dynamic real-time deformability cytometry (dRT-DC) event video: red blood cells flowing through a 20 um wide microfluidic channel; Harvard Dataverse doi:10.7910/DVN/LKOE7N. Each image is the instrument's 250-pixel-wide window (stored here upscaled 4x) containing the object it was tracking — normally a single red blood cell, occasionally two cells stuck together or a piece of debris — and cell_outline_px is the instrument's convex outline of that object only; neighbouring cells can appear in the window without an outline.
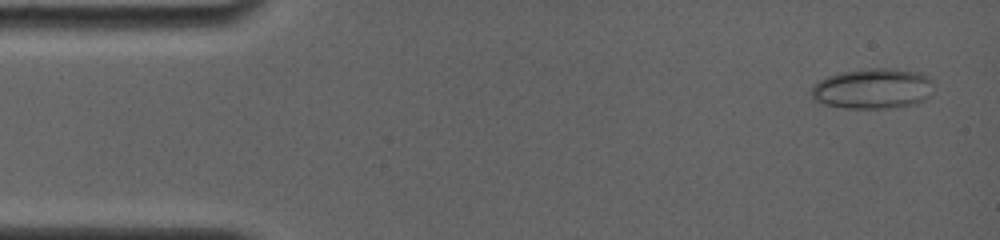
{"species": "common noctule bat (a hibernating species)", "species_latin": "Nyctalus noctula", "temperature_condition": "room temperature", "stored_images_in_passage": 5, "camera_frame_rate_fps": 4000, "um_per_image_px": 0.085, "animal": {"sex": "female", "body_mass_g": 19.0, "forearm_length_mm": 56.7}, "frame": {"image": 1, "passage_image": 1, "time_ms": 0.0, "image_size_px": [1000, 240], "cell_outline_px": [[932, 92], [924, 100], [916, 104], [888, 108], [844, 108], [824, 104], [816, 100], [812, 96], [812, 88], [820, 80], [828, 76], [844, 72], [868, 68], [884, 68], [920, 72], [928, 76], [932, 80]], "centroid_in_image_um": [74.23, 7.54], "position_along_channel_um": 10.8, "area_um2": 28.61}}
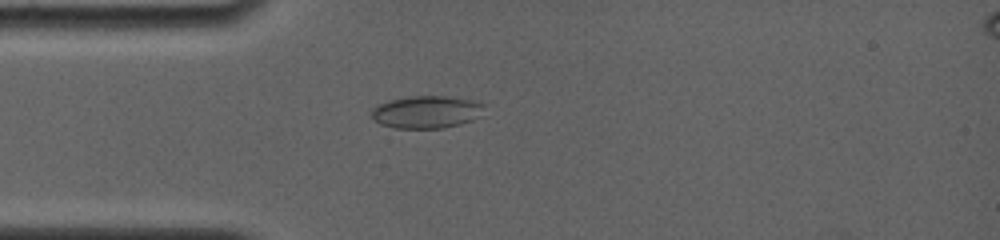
{"frame": {"image": 2, "passage_image": 5, "time_ms": 3.5, "image_size_px": [1000, 240], "cell_outline_px": [[484, 104], [480, 116], [472, 120], [460, 124], [444, 128], [396, 128], [380, 124], [372, 116], [372, 108], [376, 104], [388, 100], [412, 96], [444, 96], [472, 100]], "centroid_in_image_um": [36.23, 9.52], "position_along_channel_um": 48.8, "area_um2": 21.27}}